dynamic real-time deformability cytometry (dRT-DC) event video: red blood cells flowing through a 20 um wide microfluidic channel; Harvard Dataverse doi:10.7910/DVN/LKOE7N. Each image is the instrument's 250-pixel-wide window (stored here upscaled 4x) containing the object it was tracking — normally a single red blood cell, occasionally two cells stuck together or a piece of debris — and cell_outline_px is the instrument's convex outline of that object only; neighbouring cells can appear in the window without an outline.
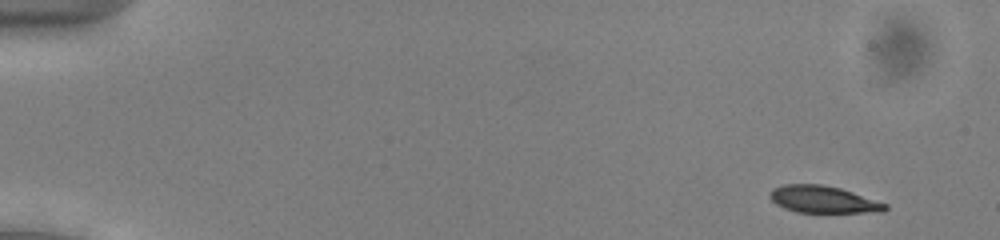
{"species": "common noctule bat (a hibernating species)", "species_latin": "Nyctalus noctula", "temperature_condition": "cold", "stored_images_in_passage": 51, "camera_frame_rate_fps": 3000, "um_per_image_px": 0.085, "animal": {"sex": "male", "body_mass_g": 13.0, "forearm_length_mm": 53.1}, "frame": {"image": 1, "passage_image": 2, "time_ms": 0.333, "image_size_px": [1000, 240], "cell_outline_px": [[888, 208], [884, 212], [796, 212], [784, 208], [776, 204], [768, 196], [776, 188], [788, 184], [820, 184], [840, 188], [888, 204]], "centroid_in_image_um": [70.0, 16.96], "position_along_channel_um": 15.0, "area_um2": 17.92}}
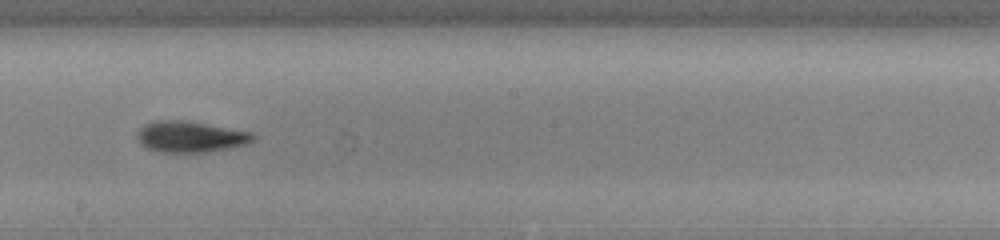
{"frame": {"image": 2, "passage_image": 29, "time_ms": 9.333, "image_size_px": [1000, 240], "cell_outline_px": [[256, 136], [248, 144], [228, 148], [204, 152], [160, 152], [148, 148], [140, 144], [136, 136], [136, 132], [144, 124], [152, 120], [184, 120], [252, 132]], "centroid_in_image_um": [16.14, 11.61], "position_along_channel_um": 232.1, "area_um2": 21.04}}
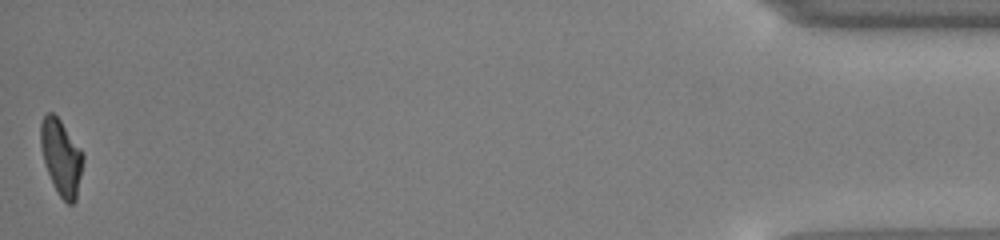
{"frame": {"image": 3, "passage_image": 51, "time_ms": 16.667, "image_size_px": [1000, 240], "cell_outline_px": [[84, 160], [76, 200], [72, 204], [68, 204], [60, 196], [48, 172], [44, 160], [40, 144], [40, 124], [44, 116], [48, 112], [52, 112], [60, 120], [80, 148], [84, 156]], "centroid_in_image_um": [5.21, 13.35], "position_along_channel_um": 430.0, "area_um2": 18.38}, "authors_computed_cell_mechanics": {"area_um2": 19.5942, "velocity_mm_per_s": 3.9138, "shape_relaxation_time_tau1_ms": 4.4192, "shape_relaxation_time_tau2_ms": 4.5367, "deformation_change_tau1": 0.1438, "deformation_change_tau2": 0.1149}}